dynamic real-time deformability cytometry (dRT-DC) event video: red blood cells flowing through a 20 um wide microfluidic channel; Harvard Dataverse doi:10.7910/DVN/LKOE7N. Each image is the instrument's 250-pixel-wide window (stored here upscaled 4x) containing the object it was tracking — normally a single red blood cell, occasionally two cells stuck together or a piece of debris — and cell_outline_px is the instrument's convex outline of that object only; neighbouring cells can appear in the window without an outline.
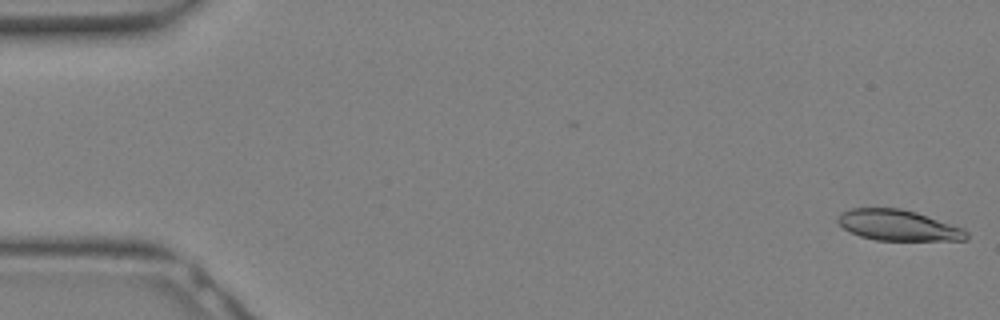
{"species": "Egyptian fruit bat (a non-hibernating species)", "species_latin": "Rousettus aegyptiacus", "temperature_condition": "warm", "stored_images_in_passage": 10, "camera_frame_rate_fps": 3000, "um_per_image_px": 0.085, "animal": {"sex": "female"}, "frame": {"image": 1, "passage_image": 1, "time_ms": 0.0, "image_size_px": [1000, 320], "cell_outline_px": [[968, 240], [876, 240], [860, 236], [844, 228], [836, 220], [836, 216], [840, 212], [852, 208], [900, 208], [916, 212], [964, 228], [968, 232]], "centroid_in_image_um": [76.34, 19.14], "position_along_channel_um": 8.7, "area_um2": 23.06}}
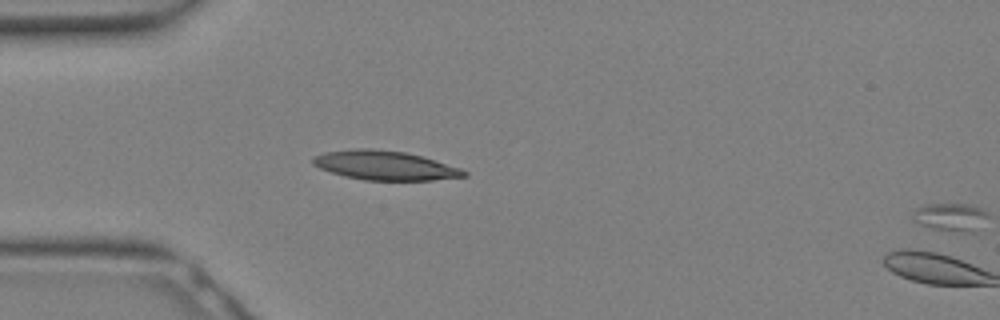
{"frame": {"image": 2, "passage_image": 9, "time_ms": 2.667, "image_size_px": [1000, 320], "cell_outline_px": [[468, 176], [432, 180], [364, 180], [344, 176], [320, 168], [312, 164], [312, 156], [324, 152], [356, 148], [368, 148], [404, 152], [420, 156], [460, 168], [468, 172]], "centroid_in_image_um": [32.68, 14.06], "position_along_channel_um": 52.3, "area_um2": 25.55}}